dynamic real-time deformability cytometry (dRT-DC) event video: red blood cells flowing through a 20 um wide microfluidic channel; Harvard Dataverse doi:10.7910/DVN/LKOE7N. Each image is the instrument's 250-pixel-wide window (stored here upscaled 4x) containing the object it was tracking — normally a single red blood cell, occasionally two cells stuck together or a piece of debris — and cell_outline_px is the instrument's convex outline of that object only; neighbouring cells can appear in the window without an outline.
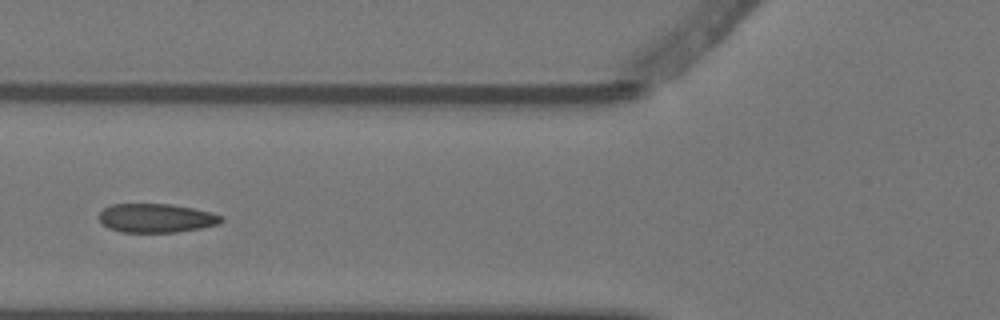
{"species": "Egyptian fruit bat (a non-hibernating species)", "species_latin": "Rousettus aegyptiacus", "temperature_condition": "warm", "stored_images_in_passage": 5, "camera_frame_rate_fps": 3000, "um_per_image_px": 0.085, "animal": {"sex": "female"}, "frame": {"image": 1, "passage_image": 5, "time_ms": 1.333, "image_size_px": [1000, 320], "cell_outline_px": [[224, 220], [220, 224], [200, 228], [176, 232], [120, 232], [108, 228], [100, 220], [100, 212], [104, 208], [112, 204], [172, 204], [212, 212], [224, 216]], "centroid_in_image_um": [13.32, 18.53], "position_along_channel_um": 112.5, "area_um2": 20.63}}